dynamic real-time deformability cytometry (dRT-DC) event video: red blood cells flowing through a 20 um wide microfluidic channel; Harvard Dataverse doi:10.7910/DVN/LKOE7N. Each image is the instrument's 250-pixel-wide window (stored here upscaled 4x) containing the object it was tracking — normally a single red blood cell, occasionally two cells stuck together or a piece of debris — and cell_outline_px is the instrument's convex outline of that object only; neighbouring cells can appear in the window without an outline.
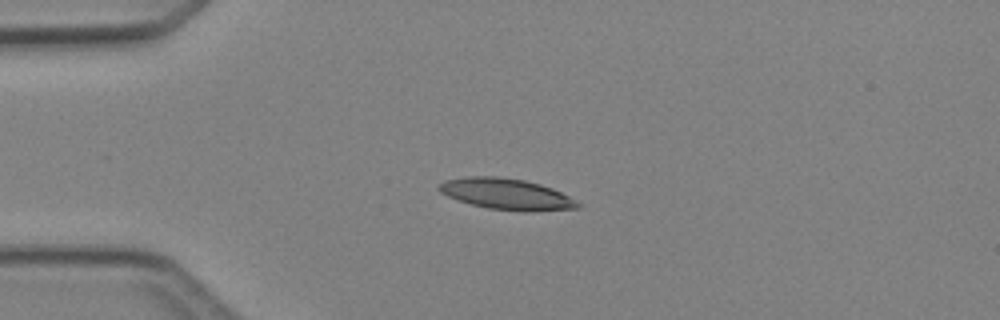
{"species": "Egyptian fruit bat (a non-hibernating species)", "species_latin": "Rousettus aegyptiacus", "temperature_condition": "cold", "stored_images_in_passage": 4, "camera_frame_rate_fps": 3000, "um_per_image_px": 0.085, "animal": {"sex": "female"}, "frame": {"image": 1, "passage_image": 2, "time_ms": 1.333, "image_size_px": [1000, 320], "cell_outline_px": [[580, 208], [488, 208], [472, 204], [448, 196], [440, 192], [436, 188], [444, 180], [468, 176], [496, 176], [524, 180], [540, 184], [552, 188], [568, 196], [580, 204]], "centroid_in_image_um": [42.92, 16.42], "position_along_channel_um": 42.1, "area_um2": 23.64}}
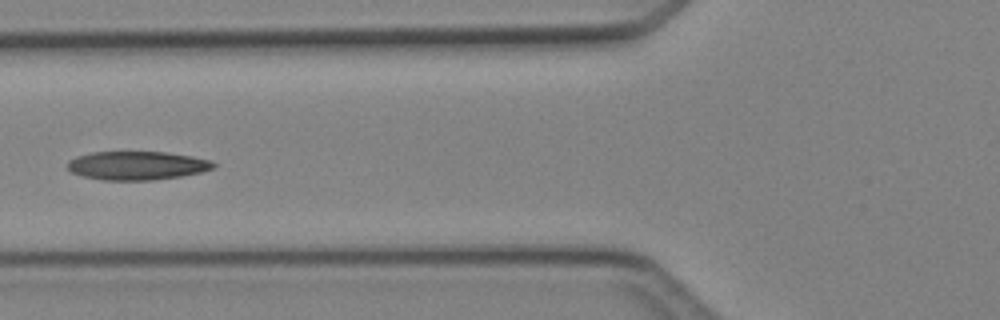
{"frame": {"image": 2, "passage_image": 4, "time_ms": 3.667, "image_size_px": [1000, 320], "cell_outline_px": [[216, 168], [200, 172], [180, 176], [152, 180], [104, 180], [84, 176], [72, 172], [68, 168], [68, 160], [76, 156], [92, 152], [164, 152], [192, 156], [212, 160], [216, 164]], "centroid_in_image_um": [11.67, 14.06], "position_along_channel_um": 114.1, "area_um2": 24.28}}